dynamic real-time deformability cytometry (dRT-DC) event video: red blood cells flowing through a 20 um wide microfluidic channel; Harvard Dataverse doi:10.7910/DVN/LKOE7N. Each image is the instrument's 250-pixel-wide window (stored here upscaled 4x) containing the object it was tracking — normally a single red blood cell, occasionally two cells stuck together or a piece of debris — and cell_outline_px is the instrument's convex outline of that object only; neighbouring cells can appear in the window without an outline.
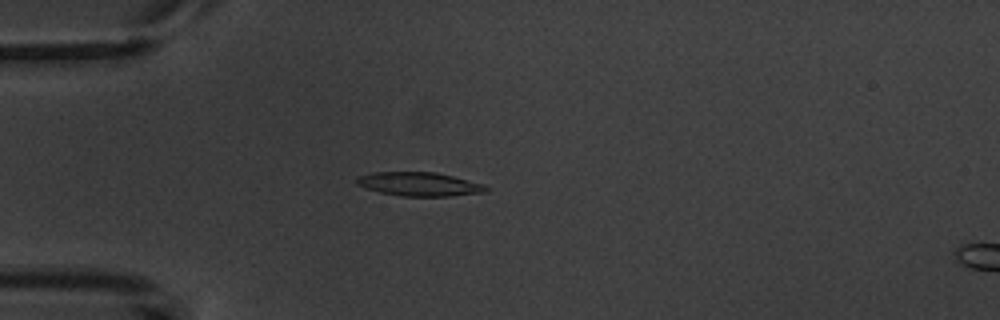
{"species": "common noctule bat (a hibernating species)", "species_latin": "Nyctalus noctula", "temperature_condition": "warm", "stored_images_in_passage": 6, "camera_frame_rate_fps": 3000, "um_per_image_px": 0.085, "animal": {"sex": "male", "body_mass_g": 20.1, "forearm_length_mm": 53.5}, "frame": {"image": 1, "passage_image": 5, "time_ms": 4.667, "image_size_px": [1000, 320], "cell_outline_px": [[488, 192], [448, 196], [400, 196], [380, 192], [356, 184], [356, 176], [372, 172], [436, 172], [484, 184], [488, 188]], "centroid_in_image_um": [35.63, 15.65], "position_along_channel_um": 49.4, "area_um2": 17.92}}